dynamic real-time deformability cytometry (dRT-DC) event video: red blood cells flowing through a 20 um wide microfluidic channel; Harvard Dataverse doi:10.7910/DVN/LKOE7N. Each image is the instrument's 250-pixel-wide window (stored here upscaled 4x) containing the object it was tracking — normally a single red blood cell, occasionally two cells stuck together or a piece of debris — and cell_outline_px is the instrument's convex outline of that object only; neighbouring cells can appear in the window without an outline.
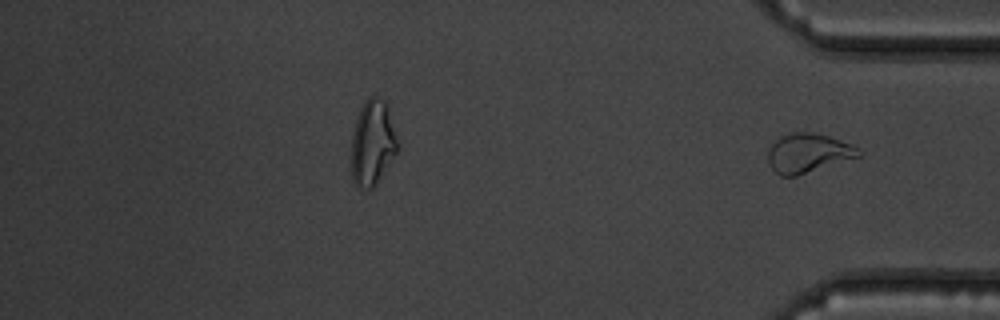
{"species": "common noctule bat (a hibernating species)", "species_latin": "Nyctalus noctula", "temperature_condition": "warm", "stored_images_in_passage": 46, "segment_of_instrument_passage": [2, 2], "camera_frame_rate_fps": 3000, "um_per_image_px": 0.085, "animal": {"sex": "male", "body_mass_g": 19.5, "forearm_length_mm": 54.6}, "frame": {"image": 1, "passage_image": 46, "time_ms": 15.0, "image_size_px": [1000, 320], "cell_outline_px": [[864, 156], [796, 176], [780, 176], [772, 168], [768, 160], [768, 148], [780, 136], [792, 132], [812, 132], [828, 136], [852, 144], [860, 148], [864, 152]], "centroid_in_image_um": [68.75, 13.01], "position_along_channel_um": 366.4, "area_um2": 21.04}}